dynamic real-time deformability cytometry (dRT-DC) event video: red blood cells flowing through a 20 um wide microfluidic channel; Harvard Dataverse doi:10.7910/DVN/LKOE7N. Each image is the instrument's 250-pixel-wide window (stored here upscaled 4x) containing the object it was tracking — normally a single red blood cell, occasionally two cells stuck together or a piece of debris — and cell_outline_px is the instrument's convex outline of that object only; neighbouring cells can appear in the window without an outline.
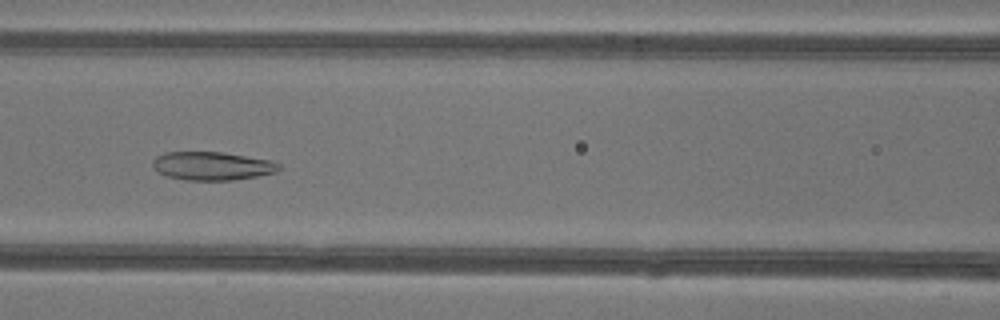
{"species": "common noctule bat (a hibernating species)", "species_latin": "Nyctalus noctula", "temperature_condition": "warm", "stored_images_in_passage": 48, "camera_frame_rate_fps": 3000, "um_per_image_px": 0.085, "animal": {"sex": "female"}, "frame": {"image": 1, "passage_image": 22, "time_ms": 7.0, "image_size_px": [1000, 320], "cell_outline_px": [[280, 168], [276, 172], [256, 176], [232, 180], [188, 180], [168, 176], [156, 172], [152, 168], [152, 160], [156, 156], [164, 152], [220, 152], [272, 160], [280, 164]], "centroid_in_image_um": [17.99, 14.1], "position_along_channel_um": 148.6, "area_um2": 20.92}}
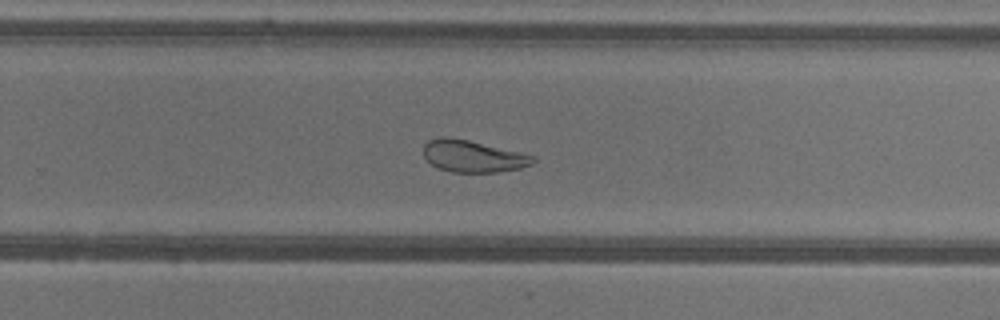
{"frame": {"image": 2, "passage_image": 32, "time_ms": 10.333, "image_size_px": [1000, 320], "cell_outline_px": [[536, 160], [532, 164], [520, 168], [496, 172], [452, 172], [440, 168], [432, 164], [424, 156], [424, 144], [428, 140], [440, 136], [444, 136], [468, 140], [520, 152], [536, 156]], "centroid_in_image_um": [40.21, 13.27], "position_along_channel_um": 289.6, "area_um2": 20.23}}
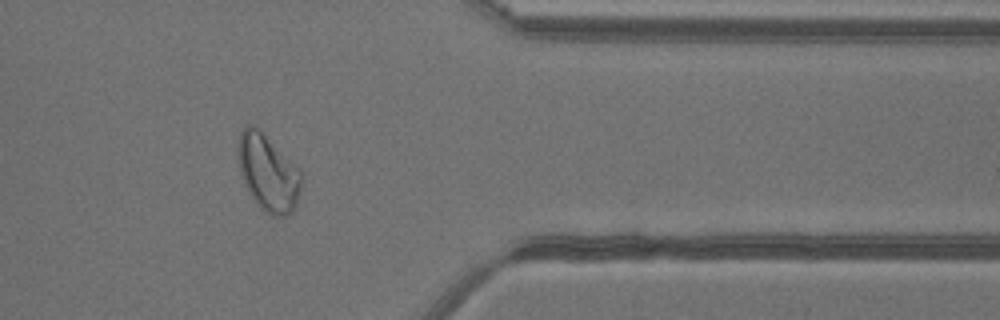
{"frame": {"image": 3, "passage_image": 40, "time_ms": 13.0, "image_size_px": [1000, 320], "cell_outline_px": [[300, 188], [296, 208], [292, 212], [284, 216], [272, 216], [264, 212], [256, 204], [244, 180], [240, 168], [236, 152], [240, 132], [248, 124], [260, 128], [300, 168]], "centroid_in_image_um": [22.79, 14.66], "position_along_channel_um": 388.6, "area_um2": 28.38}, "authors_computed_cell_mechanics": {"area_um2": 28.6688, "velocity_mm_per_s": 4.241, "shape_relaxation_time_tau1_ms": null, "shape_relaxation_time_tau2_ms": 1.7897, "deformation_change_tau1": null, "deformation_change_tau2": 0.0799}}